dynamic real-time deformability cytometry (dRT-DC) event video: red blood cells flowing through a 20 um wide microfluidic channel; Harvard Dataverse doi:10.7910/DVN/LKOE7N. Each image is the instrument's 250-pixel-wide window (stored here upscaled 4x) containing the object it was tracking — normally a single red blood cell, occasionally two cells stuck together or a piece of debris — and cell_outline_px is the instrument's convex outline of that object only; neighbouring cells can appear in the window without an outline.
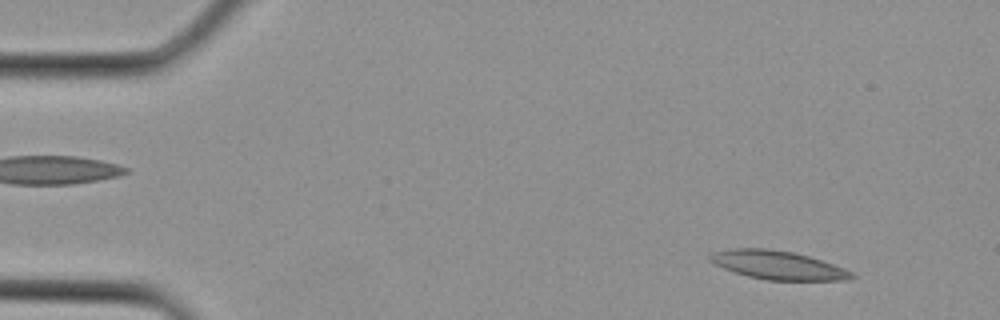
{"species": "Egyptian fruit bat (a non-hibernating species)", "species_latin": "Rousettus aegyptiacus", "temperature_condition": "cold", "stored_images_in_passage": 3, "camera_frame_rate_fps": 3000, "um_per_image_px": 0.085, "animal": {"sex": "female"}, "frame": {"image": 1, "passage_image": 1, "time_ms": 0.0, "image_size_px": [1000, 320], "cell_outline_px": [[856, 276], [848, 280], [768, 280], [748, 276], [724, 268], [708, 260], [708, 256], [712, 252], [732, 248], [768, 248], [792, 252], [808, 256], [844, 268], [852, 272]], "centroid_in_image_um": [66.1, 22.53], "position_along_channel_um": 18.9, "area_um2": 23.41}}
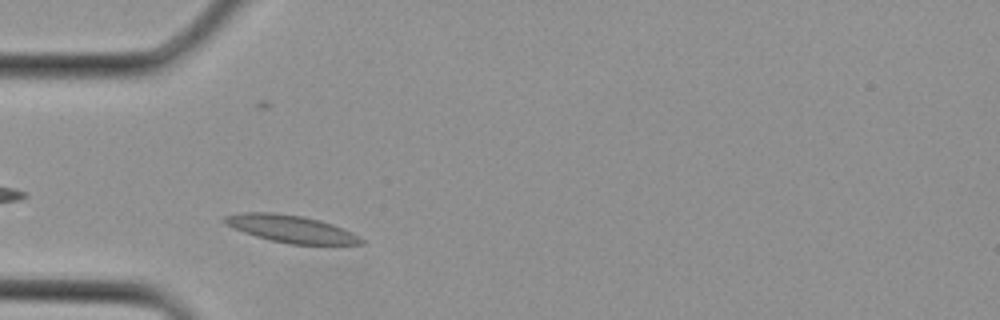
{"frame": {"image": 2, "passage_image": 3, "time_ms": 0.667, "image_size_px": [1000, 320], "cell_outline_px": [[364, 244], [288, 244], [256, 236], [232, 228], [220, 220], [224, 216], [244, 212], [272, 212], [300, 216], [320, 220], [344, 228], [360, 236], [364, 240]], "centroid_in_image_um": [24.73, 19.45], "position_along_channel_um": 60.3, "area_um2": 21.68}}